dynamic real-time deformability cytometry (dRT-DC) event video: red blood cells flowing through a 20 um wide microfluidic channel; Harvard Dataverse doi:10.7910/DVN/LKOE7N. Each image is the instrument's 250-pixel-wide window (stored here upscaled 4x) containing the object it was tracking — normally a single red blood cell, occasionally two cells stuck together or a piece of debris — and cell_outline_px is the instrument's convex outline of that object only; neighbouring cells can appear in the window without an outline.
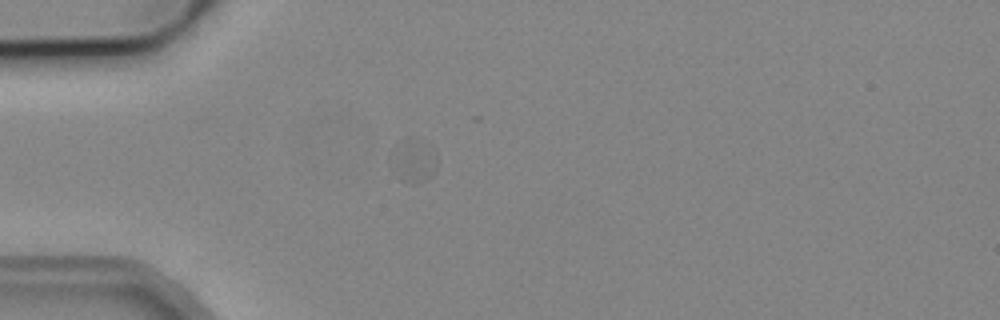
{"species": "common noctule bat (a hibernating species)", "species_latin": "Nyctalus noctula", "temperature_condition": "cold", "stored_images_in_passage": 27, "camera_frame_rate_fps": 3000, "um_per_image_px": 0.085, "animal": {"sex": "male", "body_mass_g": 19.2, "forearm_length_mm": 51.8}, "frame": {"image": 1, "passage_image": 1, "time_ms": 0.0, "image_size_px": [1000, 320], "cell_outline_px": [[436, 168], [432, 176], [424, 180], [400, 180], [388, 168], [388, 156], [392, 148], [408, 136], [436, 160]], "centroid_in_image_um": [34.93, 13.72], "position_along_channel_um": 50.1, "area_um2": 10.81}}
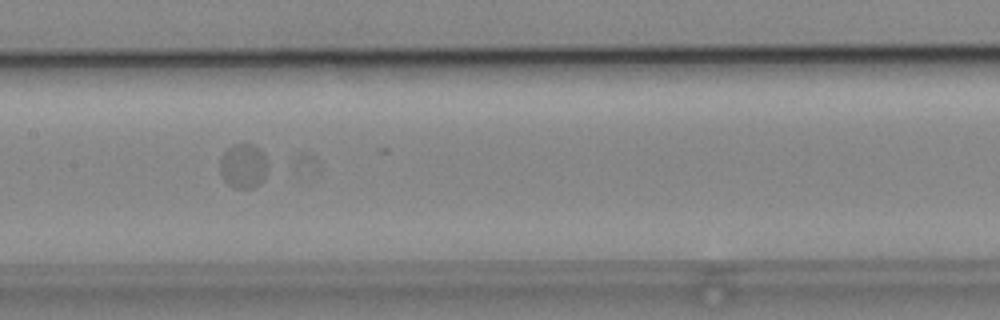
{"frame": {"image": 2, "passage_image": 13, "time_ms": 4.0, "image_size_px": [1000, 320], "cell_outline_px": [[264, 180], [260, 184], [252, 188], [236, 188], [228, 184], [224, 180], [220, 172], [220, 160], [224, 152], [232, 144], [252, 144], [264, 156]], "centroid_in_image_um": [20.62, 14.13], "position_along_channel_um": 186.8, "area_um2": 11.96}}
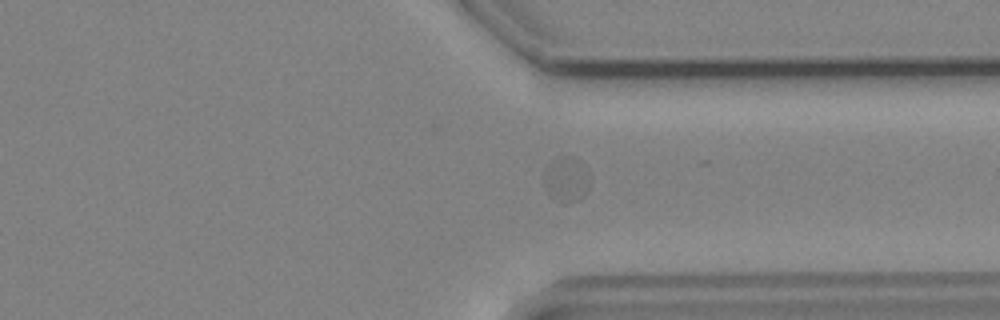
{"frame": {"image": 3, "passage_image": 27, "time_ms": 8.667, "image_size_px": [1000, 320], "cell_outline_px": [[592, 176], [588, 184], [580, 196], [576, 200], [568, 200], [544, 188], [544, 184], [548, 164], [556, 156], [576, 156], [588, 168]], "centroid_in_image_um": [48.21, 15.06], "position_along_channel_um": 363.2, "area_um2": 11.27}}